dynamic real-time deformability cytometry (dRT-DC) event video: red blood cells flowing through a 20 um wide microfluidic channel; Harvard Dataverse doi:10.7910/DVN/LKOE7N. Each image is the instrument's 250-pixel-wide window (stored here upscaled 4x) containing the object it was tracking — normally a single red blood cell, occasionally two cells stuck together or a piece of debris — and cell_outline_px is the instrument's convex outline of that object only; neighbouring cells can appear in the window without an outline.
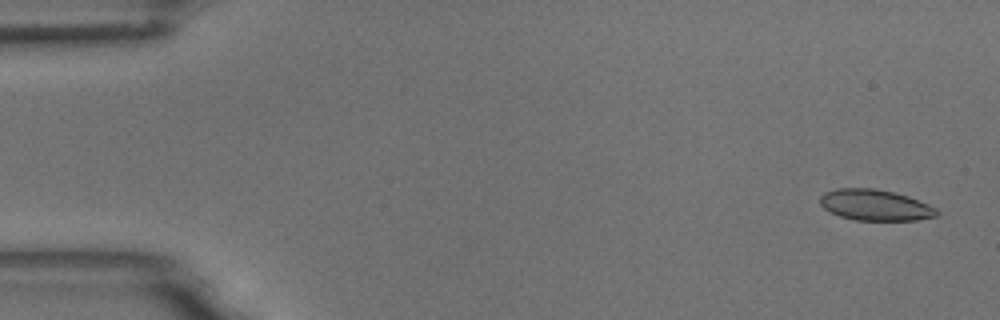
{"species": "common noctule bat (a hibernating species)", "species_latin": "Nyctalus noctula", "temperature_condition": "room temperature", "stored_images_in_passage": 11, "camera_frame_rate_fps": 3000, "um_per_image_px": 0.085, "animal": {"sex": "male", "body_mass_g": 18.8}, "frame": {"image": 1, "passage_image": 1, "time_ms": 0.0, "image_size_px": [1000, 320], "cell_outline_px": [[940, 212], [936, 216], [916, 220], [852, 220], [840, 216], [824, 208], [820, 204], [820, 196], [824, 192], [836, 188], [872, 188], [892, 192], [908, 196], [928, 204], [936, 208]], "centroid_in_image_um": [74.38, 17.43], "position_along_channel_um": 10.6, "area_um2": 21.04}}
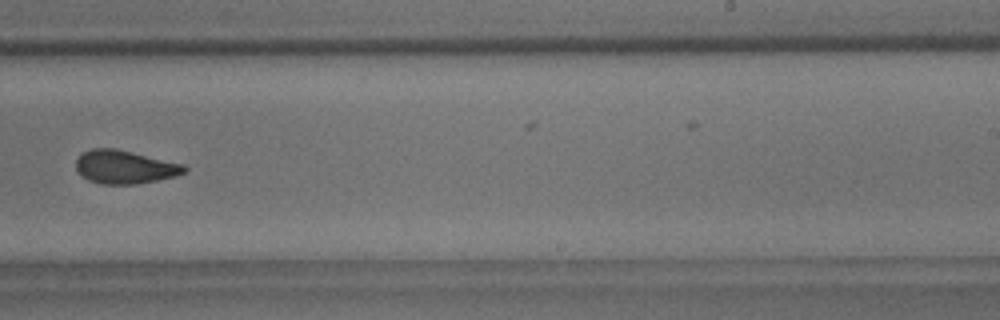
{"frame": {"image": 2, "passage_image": 10, "time_ms": 3.0, "image_size_px": [1000, 320], "cell_outline_px": [[188, 168], [184, 172], [176, 176], [136, 184], [100, 184], [88, 180], [76, 172], [76, 160], [80, 152], [92, 148], [116, 148], [184, 164]], "centroid_in_image_um": [10.56, 14.18], "position_along_channel_um": 278.4, "area_um2": 21.27}}